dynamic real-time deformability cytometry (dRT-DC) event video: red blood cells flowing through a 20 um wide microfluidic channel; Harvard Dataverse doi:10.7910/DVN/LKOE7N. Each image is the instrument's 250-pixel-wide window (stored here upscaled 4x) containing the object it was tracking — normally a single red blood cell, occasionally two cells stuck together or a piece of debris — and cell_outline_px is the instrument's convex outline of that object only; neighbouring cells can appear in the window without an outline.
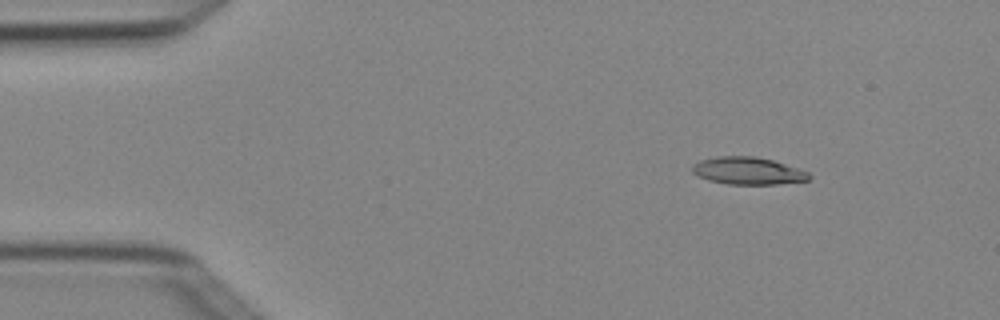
{"species": "Egyptian fruit bat (a non-hibernating species)", "species_latin": "Rousettus aegyptiacus", "temperature_condition": "cold", "stored_images_in_passage": 4, "camera_frame_rate_fps": 3000, "um_per_image_px": 0.085, "animal": {"sex": "female"}, "frame": {"image": 1, "passage_image": 2, "time_ms": 0.333, "image_size_px": [1000, 320], "cell_outline_px": [[812, 176], [808, 180], [776, 184], [728, 184], [708, 180], [696, 176], [692, 172], [692, 164], [700, 160], [716, 156], [756, 156], [772, 160], [808, 172]], "centroid_in_image_um": [63.52, 14.52], "position_along_channel_um": 21.5, "area_um2": 18.61}}
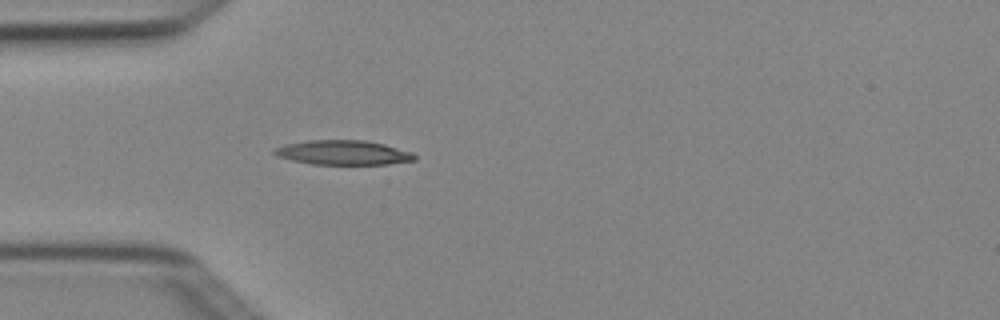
{"frame": {"image": 2, "passage_image": 4, "time_ms": 1.0, "image_size_px": [1000, 320], "cell_outline_px": [[416, 160], [388, 164], [312, 164], [292, 160], [276, 156], [272, 152], [272, 148], [284, 144], [308, 140], [364, 140], [384, 144], [412, 152], [416, 156]], "centroid_in_image_um": [29.13, 12.96], "position_along_channel_um": 55.9, "area_um2": 20.11}}